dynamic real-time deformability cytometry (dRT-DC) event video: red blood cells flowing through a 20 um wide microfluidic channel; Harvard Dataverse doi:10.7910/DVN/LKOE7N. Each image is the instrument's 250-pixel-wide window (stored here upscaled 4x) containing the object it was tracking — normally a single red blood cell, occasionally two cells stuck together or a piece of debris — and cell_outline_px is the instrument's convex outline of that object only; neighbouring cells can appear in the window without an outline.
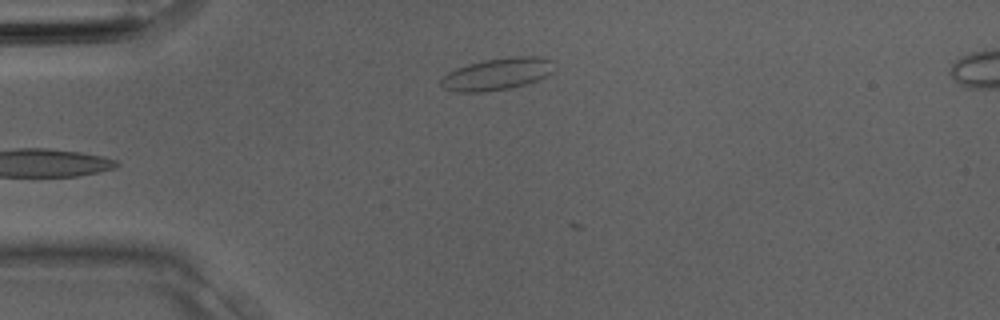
{"species": "Egyptian fruit bat (a non-hibernating species)", "species_latin": "Rousettus aegyptiacus", "temperature_condition": "room temperature", "stored_images_in_passage": 5, "camera_frame_rate_fps": 3000, "um_per_image_px": 0.085, "animal": {"sex": "male"}, "frame": {"image": 1, "passage_image": 4, "time_ms": 1.0, "image_size_px": [1000, 320], "cell_outline_px": [[552, 72], [540, 80], [508, 88], [488, 92], [456, 92], [444, 88], [440, 84], [440, 80], [448, 72], [456, 68], [468, 64], [484, 60], [508, 56], [540, 56], [552, 60]], "centroid_in_image_um": [42.25, 6.29], "position_along_channel_um": 42.8, "area_um2": 21.21}}